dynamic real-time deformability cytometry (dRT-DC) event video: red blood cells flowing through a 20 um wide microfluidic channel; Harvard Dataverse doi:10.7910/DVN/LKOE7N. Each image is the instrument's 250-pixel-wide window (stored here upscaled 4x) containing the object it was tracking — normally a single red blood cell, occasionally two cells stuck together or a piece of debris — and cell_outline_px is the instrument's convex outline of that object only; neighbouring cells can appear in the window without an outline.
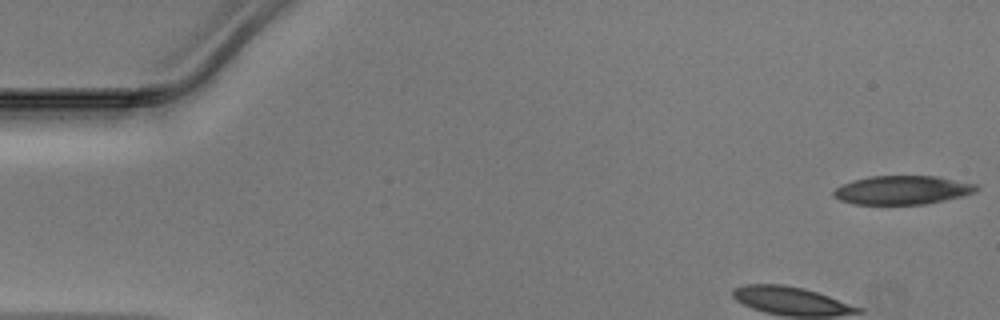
{"species": "Egyptian fruit bat (a non-hibernating species)", "species_latin": "Rousettus aegyptiacus", "temperature_condition": "warm", "stored_images_in_passage": 37, "camera_frame_rate_fps": 3000, "um_per_image_px": 0.085, "animal": {"sex": "male"}, "frame": {"image": 1, "passage_image": 1, "time_ms": 0.0, "image_size_px": [1000, 320], "cell_outline_px": [[980, 188], [976, 192], [964, 196], [924, 204], [852, 204], [840, 200], [832, 196], [832, 192], [836, 188], [852, 180], [868, 176], [936, 176], [976, 184]], "centroid_in_image_um": [76.7, 16.15], "position_along_channel_um": 8.3, "area_um2": 23.99}}
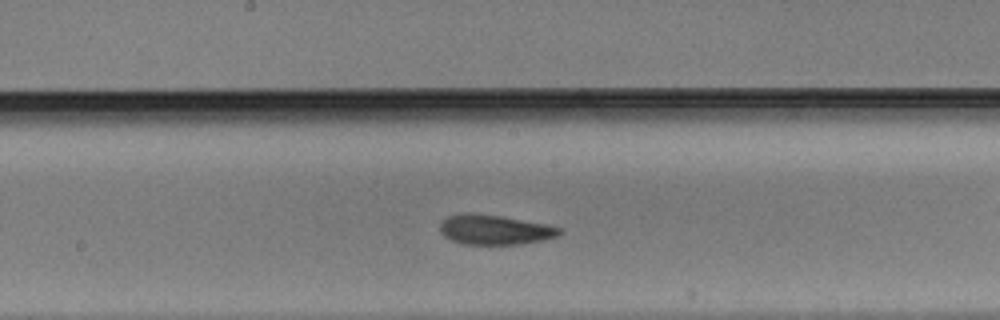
{"frame": {"image": 2, "passage_image": 22, "time_ms": 7.0, "image_size_px": [1000, 320], "cell_outline_px": [[564, 232], [560, 236], [544, 240], [520, 244], [464, 244], [452, 240], [444, 236], [440, 232], [440, 224], [448, 216], [460, 212], [472, 212], [500, 216], [544, 224], [560, 228]], "centroid_in_image_um": [42.05, 19.52], "position_along_channel_um": 206.2, "area_um2": 20.81}}
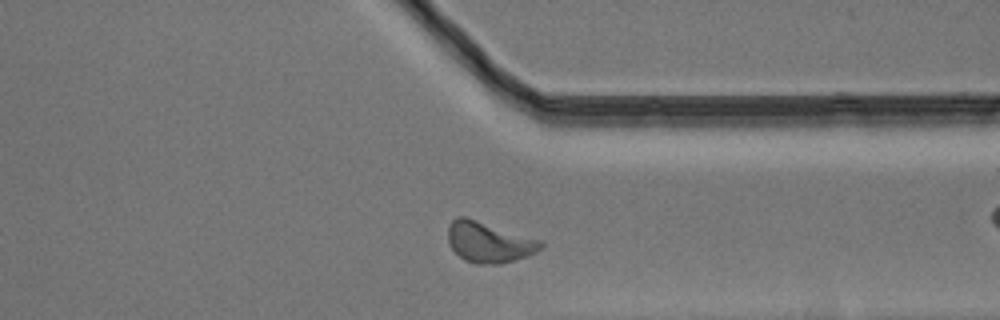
{"frame": {"image": 3, "passage_image": 34, "time_ms": 11.0, "image_size_px": [1000, 320], "cell_outline_px": [[544, 244], [536, 252], [528, 256], [500, 264], [476, 264], [464, 260], [452, 248], [448, 240], [448, 224], [456, 216], [464, 216], [540, 240]], "centroid_in_image_um": [41.53, 20.59], "position_along_channel_um": 369.9, "area_um2": 21.79}}